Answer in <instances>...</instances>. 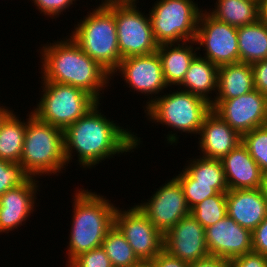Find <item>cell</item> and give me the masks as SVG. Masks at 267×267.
<instances>
[{
	"label": "cell",
	"mask_w": 267,
	"mask_h": 267,
	"mask_svg": "<svg viewBox=\"0 0 267 267\" xmlns=\"http://www.w3.org/2000/svg\"><path fill=\"white\" fill-rule=\"evenodd\" d=\"M226 210L227 216L252 232L267 217V200L260 188L228 190Z\"/></svg>",
	"instance_id": "obj_19"
},
{
	"label": "cell",
	"mask_w": 267,
	"mask_h": 267,
	"mask_svg": "<svg viewBox=\"0 0 267 267\" xmlns=\"http://www.w3.org/2000/svg\"><path fill=\"white\" fill-rule=\"evenodd\" d=\"M151 193L152 196L146 202L141 200L134 204L163 235L190 214L183 188L174 175Z\"/></svg>",
	"instance_id": "obj_13"
},
{
	"label": "cell",
	"mask_w": 267,
	"mask_h": 267,
	"mask_svg": "<svg viewBox=\"0 0 267 267\" xmlns=\"http://www.w3.org/2000/svg\"><path fill=\"white\" fill-rule=\"evenodd\" d=\"M179 90V91H178ZM174 91V92H173ZM163 93L153 100L145 109L148 122L161 124L172 129L165 134L166 144L176 145L179 142L178 133L198 135L205 116L212 110L211 103L204 98L178 89Z\"/></svg>",
	"instance_id": "obj_4"
},
{
	"label": "cell",
	"mask_w": 267,
	"mask_h": 267,
	"mask_svg": "<svg viewBox=\"0 0 267 267\" xmlns=\"http://www.w3.org/2000/svg\"><path fill=\"white\" fill-rule=\"evenodd\" d=\"M229 261L218 256L209 255L196 262L190 263L189 267H227Z\"/></svg>",
	"instance_id": "obj_39"
},
{
	"label": "cell",
	"mask_w": 267,
	"mask_h": 267,
	"mask_svg": "<svg viewBox=\"0 0 267 267\" xmlns=\"http://www.w3.org/2000/svg\"><path fill=\"white\" fill-rule=\"evenodd\" d=\"M221 162L229 190L261 187L263 172L242 142L223 157Z\"/></svg>",
	"instance_id": "obj_20"
},
{
	"label": "cell",
	"mask_w": 267,
	"mask_h": 267,
	"mask_svg": "<svg viewBox=\"0 0 267 267\" xmlns=\"http://www.w3.org/2000/svg\"><path fill=\"white\" fill-rule=\"evenodd\" d=\"M114 1H138L139 2V0H114Z\"/></svg>",
	"instance_id": "obj_45"
},
{
	"label": "cell",
	"mask_w": 267,
	"mask_h": 267,
	"mask_svg": "<svg viewBox=\"0 0 267 267\" xmlns=\"http://www.w3.org/2000/svg\"><path fill=\"white\" fill-rule=\"evenodd\" d=\"M218 88V66L200 56V52L191 61L178 89L198 95L209 103L215 100ZM215 93V94H213ZM213 96H211V95Z\"/></svg>",
	"instance_id": "obj_22"
},
{
	"label": "cell",
	"mask_w": 267,
	"mask_h": 267,
	"mask_svg": "<svg viewBox=\"0 0 267 267\" xmlns=\"http://www.w3.org/2000/svg\"><path fill=\"white\" fill-rule=\"evenodd\" d=\"M4 106H2V104H0V126L2 124V122L7 118V116L13 111L10 109V107L5 106V104L3 103Z\"/></svg>",
	"instance_id": "obj_40"
},
{
	"label": "cell",
	"mask_w": 267,
	"mask_h": 267,
	"mask_svg": "<svg viewBox=\"0 0 267 267\" xmlns=\"http://www.w3.org/2000/svg\"><path fill=\"white\" fill-rule=\"evenodd\" d=\"M116 75L121 76L122 81L126 83L123 86L127 85L126 87L130 88V92L134 91L135 94L136 91V93L149 98L146 103H143V110L159 95L161 96L167 89H170L165 83L161 60L157 51L148 55L130 56L122 59L118 68L111 74L112 81L114 77H117Z\"/></svg>",
	"instance_id": "obj_11"
},
{
	"label": "cell",
	"mask_w": 267,
	"mask_h": 267,
	"mask_svg": "<svg viewBox=\"0 0 267 267\" xmlns=\"http://www.w3.org/2000/svg\"><path fill=\"white\" fill-rule=\"evenodd\" d=\"M133 267H155L152 261H140L138 264Z\"/></svg>",
	"instance_id": "obj_43"
},
{
	"label": "cell",
	"mask_w": 267,
	"mask_h": 267,
	"mask_svg": "<svg viewBox=\"0 0 267 267\" xmlns=\"http://www.w3.org/2000/svg\"><path fill=\"white\" fill-rule=\"evenodd\" d=\"M164 250L188 264L209 256L205 228L191 214L183 217L164 234Z\"/></svg>",
	"instance_id": "obj_16"
},
{
	"label": "cell",
	"mask_w": 267,
	"mask_h": 267,
	"mask_svg": "<svg viewBox=\"0 0 267 267\" xmlns=\"http://www.w3.org/2000/svg\"><path fill=\"white\" fill-rule=\"evenodd\" d=\"M239 62L253 64L267 59V22H256L237 28Z\"/></svg>",
	"instance_id": "obj_24"
},
{
	"label": "cell",
	"mask_w": 267,
	"mask_h": 267,
	"mask_svg": "<svg viewBox=\"0 0 267 267\" xmlns=\"http://www.w3.org/2000/svg\"><path fill=\"white\" fill-rule=\"evenodd\" d=\"M178 173L174 177L180 182L190 209L204 199L218 193L212 185L194 184V179L183 168Z\"/></svg>",
	"instance_id": "obj_31"
},
{
	"label": "cell",
	"mask_w": 267,
	"mask_h": 267,
	"mask_svg": "<svg viewBox=\"0 0 267 267\" xmlns=\"http://www.w3.org/2000/svg\"><path fill=\"white\" fill-rule=\"evenodd\" d=\"M20 118L13 110L0 126L1 160L20 163L26 130V119Z\"/></svg>",
	"instance_id": "obj_26"
},
{
	"label": "cell",
	"mask_w": 267,
	"mask_h": 267,
	"mask_svg": "<svg viewBox=\"0 0 267 267\" xmlns=\"http://www.w3.org/2000/svg\"><path fill=\"white\" fill-rule=\"evenodd\" d=\"M26 130L20 164L33 178L58 176L68 167L64 152V130L26 115Z\"/></svg>",
	"instance_id": "obj_6"
},
{
	"label": "cell",
	"mask_w": 267,
	"mask_h": 267,
	"mask_svg": "<svg viewBox=\"0 0 267 267\" xmlns=\"http://www.w3.org/2000/svg\"><path fill=\"white\" fill-rule=\"evenodd\" d=\"M212 110L241 136L267 123V96L254 89L227 100H214Z\"/></svg>",
	"instance_id": "obj_14"
},
{
	"label": "cell",
	"mask_w": 267,
	"mask_h": 267,
	"mask_svg": "<svg viewBox=\"0 0 267 267\" xmlns=\"http://www.w3.org/2000/svg\"><path fill=\"white\" fill-rule=\"evenodd\" d=\"M40 83L41 98L31 112L38 119L62 130L72 125L98 103L92 95L81 88L48 81Z\"/></svg>",
	"instance_id": "obj_7"
},
{
	"label": "cell",
	"mask_w": 267,
	"mask_h": 267,
	"mask_svg": "<svg viewBox=\"0 0 267 267\" xmlns=\"http://www.w3.org/2000/svg\"><path fill=\"white\" fill-rule=\"evenodd\" d=\"M41 46L38 49L41 81L81 88L101 102L104 91L112 86L111 74L90 58L70 35Z\"/></svg>",
	"instance_id": "obj_2"
},
{
	"label": "cell",
	"mask_w": 267,
	"mask_h": 267,
	"mask_svg": "<svg viewBox=\"0 0 267 267\" xmlns=\"http://www.w3.org/2000/svg\"><path fill=\"white\" fill-rule=\"evenodd\" d=\"M190 214L204 227L213 225L227 215L226 192L204 199L190 209Z\"/></svg>",
	"instance_id": "obj_29"
},
{
	"label": "cell",
	"mask_w": 267,
	"mask_h": 267,
	"mask_svg": "<svg viewBox=\"0 0 267 267\" xmlns=\"http://www.w3.org/2000/svg\"><path fill=\"white\" fill-rule=\"evenodd\" d=\"M255 1L259 2L260 4L262 3V0H255Z\"/></svg>",
	"instance_id": "obj_46"
},
{
	"label": "cell",
	"mask_w": 267,
	"mask_h": 267,
	"mask_svg": "<svg viewBox=\"0 0 267 267\" xmlns=\"http://www.w3.org/2000/svg\"><path fill=\"white\" fill-rule=\"evenodd\" d=\"M194 45L195 40L158 45L157 52L168 88H176L182 83L191 61L198 54L197 45Z\"/></svg>",
	"instance_id": "obj_21"
},
{
	"label": "cell",
	"mask_w": 267,
	"mask_h": 267,
	"mask_svg": "<svg viewBox=\"0 0 267 267\" xmlns=\"http://www.w3.org/2000/svg\"><path fill=\"white\" fill-rule=\"evenodd\" d=\"M231 267H267V256L249 252L229 261Z\"/></svg>",
	"instance_id": "obj_35"
},
{
	"label": "cell",
	"mask_w": 267,
	"mask_h": 267,
	"mask_svg": "<svg viewBox=\"0 0 267 267\" xmlns=\"http://www.w3.org/2000/svg\"><path fill=\"white\" fill-rule=\"evenodd\" d=\"M252 251L267 256V217L252 231Z\"/></svg>",
	"instance_id": "obj_36"
},
{
	"label": "cell",
	"mask_w": 267,
	"mask_h": 267,
	"mask_svg": "<svg viewBox=\"0 0 267 267\" xmlns=\"http://www.w3.org/2000/svg\"><path fill=\"white\" fill-rule=\"evenodd\" d=\"M137 5L138 1H115L118 47L122 59L152 54L158 49L149 14L142 12Z\"/></svg>",
	"instance_id": "obj_9"
},
{
	"label": "cell",
	"mask_w": 267,
	"mask_h": 267,
	"mask_svg": "<svg viewBox=\"0 0 267 267\" xmlns=\"http://www.w3.org/2000/svg\"><path fill=\"white\" fill-rule=\"evenodd\" d=\"M71 38L93 60L110 74L118 68L122 57L119 53L115 22V1L100 3L77 21Z\"/></svg>",
	"instance_id": "obj_5"
},
{
	"label": "cell",
	"mask_w": 267,
	"mask_h": 267,
	"mask_svg": "<svg viewBox=\"0 0 267 267\" xmlns=\"http://www.w3.org/2000/svg\"><path fill=\"white\" fill-rule=\"evenodd\" d=\"M215 8L206 9L219 21L242 27L261 18L260 3L255 0H215ZM209 10V11H208Z\"/></svg>",
	"instance_id": "obj_25"
},
{
	"label": "cell",
	"mask_w": 267,
	"mask_h": 267,
	"mask_svg": "<svg viewBox=\"0 0 267 267\" xmlns=\"http://www.w3.org/2000/svg\"><path fill=\"white\" fill-rule=\"evenodd\" d=\"M261 18L267 22V0H262L260 4Z\"/></svg>",
	"instance_id": "obj_42"
},
{
	"label": "cell",
	"mask_w": 267,
	"mask_h": 267,
	"mask_svg": "<svg viewBox=\"0 0 267 267\" xmlns=\"http://www.w3.org/2000/svg\"><path fill=\"white\" fill-rule=\"evenodd\" d=\"M260 189L262 190L263 196L267 200V172L263 173L262 184Z\"/></svg>",
	"instance_id": "obj_41"
},
{
	"label": "cell",
	"mask_w": 267,
	"mask_h": 267,
	"mask_svg": "<svg viewBox=\"0 0 267 267\" xmlns=\"http://www.w3.org/2000/svg\"><path fill=\"white\" fill-rule=\"evenodd\" d=\"M39 182L37 178L30 177L25 183L0 196V234L16 231L33 216L31 214L40 206L36 203V194L41 192Z\"/></svg>",
	"instance_id": "obj_15"
},
{
	"label": "cell",
	"mask_w": 267,
	"mask_h": 267,
	"mask_svg": "<svg viewBox=\"0 0 267 267\" xmlns=\"http://www.w3.org/2000/svg\"><path fill=\"white\" fill-rule=\"evenodd\" d=\"M254 79L251 64L235 63L218 67V88L215 100H227L253 91Z\"/></svg>",
	"instance_id": "obj_23"
},
{
	"label": "cell",
	"mask_w": 267,
	"mask_h": 267,
	"mask_svg": "<svg viewBox=\"0 0 267 267\" xmlns=\"http://www.w3.org/2000/svg\"><path fill=\"white\" fill-rule=\"evenodd\" d=\"M205 241L210 255L228 261L252 252V232L227 215L205 228Z\"/></svg>",
	"instance_id": "obj_17"
},
{
	"label": "cell",
	"mask_w": 267,
	"mask_h": 267,
	"mask_svg": "<svg viewBox=\"0 0 267 267\" xmlns=\"http://www.w3.org/2000/svg\"><path fill=\"white\" fill-rule=\"evenodd\" d=\"M155 267H189V264L170 255L164 249L152 260Z\"/></svg>",
	"instance_id": "obj_38"
},
{
	"label": "cell",
	"mask_w": 267,
	"mask_h": 267,
	"mask_svg": "<svg viewBox=\"0 0 267 267\" xmlns=\"http://www.w3.org/2000/svg\"><path fill=\"white\" fill-rule=\"evenodd\" d=\"M242 143L247 147L249 154L261 171L267 172V125L244 133Z\"/></svg>",
	"instance_id": "obj_30"
},
{
	"label": "cell",
	"mask_w": 267,
	"mask_h": 267,
	"mask_svg": "<svg viewBox=\"0 0 267 267\" xmlns=\"http://www.w3.org/2000/svg\"><path fill=\"white\" fill-rule=\"evenodd\" d=\"M203 58L219 66L239 63L237 27L219 21L204 8L200 14L195 37Z\"/></svg>",
	"instance_id": "obj_10"
},
{
	"label": "cell",
	"mask_w": 267,
	"mask_h": 267,
	"mask_svg": "<svg viewBox=\"0 0 267 267\" xmlns=\"http://www.w3.org/2000/svg\"><path fill=\"white\" fill-rule=\"evenodd\" d=\"M254 88L267 96V59L251 64Z\"/></svg>",
	"instance_id": "obj_37"
},
{
	"label": "cell",
	"mask_w": 267,
	"mask_h": 267,
	"mask_svg": "<svg viewBox=\"0 0 267 267\" xmlns=\"http://www.w3.org/2000/svg\"><path fill=\"white\" fill-rule=\"evenodd\" d=\"M97 1V0H96ZM114 0H101V3L113 2Z\"/></svg>",
	"instance_id": "obj_44"
},
{
	"label": "cell",
	"mask_w": 267,
	"mask_h": 267,
	"mask_svg": "<svg viewBox=\"0 0 267 267\" xmlns=\"http://www.w3.org/2000/svg\"><path fill=\"white\" fill-rule=\"evenodd\" d=\"M98 102L84 116L64 130V152L67 165L75 159L80 168L95 169L107 159H114L140 148L141 137L117 120L106 117ZM131 129V130H130ZM73 154V155H72ZM114 156V157H113ZM71 160V161H70ZM79 163V164H78Z\"/></svg>",
	"instance_id": "obj_1"
},
{
	"label": "cell",
	"mask_w": 267,
	"mask_h": 267,
	"mask_svg": "<svg viewBox=\"0 0 267 267\" xmlns=\"http://www.w3.org/2000/svg\"><path fill=\"white\" fill-rule=\"evenodd\" d=\"M186 163L183 169L194 179V184L212 185L218 193L229 190L221 160L198 155L188 158Z\"/></svg>",
	"instance_id": "obj_27"
},
{
	"label": "cell",
	"mask_w": 267,
	"mask_h": 267,
	"mask_svg": "<svg viewBox=\"0 0 267 267\" xmlns=\"http://www.w3.org/2000/svg\"><path fill=\"white\" fill-rule=\"evenodd\" d=\"M102 247L113 267H133L140 262L125 236L115 225L107 232Z\"/></svg>",
	"instance_id": "obj_28"
},
{
	"label": "cell",
	"mask_w": 267,
	"mask_h": 267,
	"mask_svg": "<svg viewBox=\"0 0 267 267\" xmlns=\"http://www.w3.org/2000/svg\"><path fill=\"white\" fill-rule=\"evenodd\" d=\"M200 7L194 0H156L148 12L156 43L195 40Z\"/></svg>",
	"instance_id": "obj_8"
},
{
	"label": "cell",
	"mask_w": 267,
	"mask_h": 267,
	"mask_svg": "<svg viewBox=\"0 0 267 267\" xmlns=\"http://www.w3.org/2000/svg\"><path fill=\"white\" fill-rule=\"evenodd\" d=\"M29 178L20 163L0 159V196L7 190L25 183Z\"/></svg>",
	"instance_id": "obj_32"
},
{
	"label": "cell",
	"mask_w": 267,
	"mask_h": 267,
	"mask_svg": "<svg viewBox=\"0 0 267 267\" xmlns=\"http://www.w3.org/2000/svg\"><path fill=\"white\" fill-rule=\"evenodd\" d=\"M66 267H113L102 246L75 257Z\"/></svg>",
	"instance_id": "obj_33"
},
{
	"label": "cell",
	"mask_w": 267,
	"mask_h": 267,
	"mask_svg": "<svg viewBox=\"0 0 267 267\" xmlns=\"http://www.w3.org/2000/svg\"><path fill=\"white\" fill-rule=\"evenodd\" d=\"M91 191L77 187L72 195L66 266L78 255L102 246L107 232L114 226L116 203Z\"/></svg>",
	"instance_id": "obj_3"
},
{
	"label": "cell",
	"mask_w": 267,
	"mask_h": 267,
	"mask_svg": "<svg viewBox=\"0 0 267 267\" xmlns=\"http://www.w3.org/2000/svg\"><path fill=\"white\" fill-rule=\"evenodd\" d=\"M76 1L80 0H32L31 2L45 18L47 15V17L56 20L60 15L62 16L63 12L69 11L71 5L72 7L76 5Z\"/></svg>",
	"instance_id": "obj_34"
},
{
	"label": "cell",
	"mask_w": 267,
	"mask_h": 267,
	"mask_svg": "<svg viewBox=\"0 0 267 267\" xmlns=\"http://www.w3.org/2000/svg\"><path fill=\"white\" fill-rule=\"evenodd\" d=\"M198 140L200 156L221 160L242 142V136L211 110L204 118Z\"/></svg>",
	"instance_id": "obj_18"
},
{
	"label": "cell",
	"mask_w": 267,
	"mask_h": 267,
	"mask_svg": "<svg viewBox=\"0 0 267 267\" xmlns=\"http://www.w3.org/2000/svg\"><path fill=\"white\" fill-rule=\"evenodd\" d=\"M123 209L117 206L114 225L140 261H152L164 249V235L135 204Z\"/></svg>",
	"instance_id": "obj_12"
}]
</instances>
